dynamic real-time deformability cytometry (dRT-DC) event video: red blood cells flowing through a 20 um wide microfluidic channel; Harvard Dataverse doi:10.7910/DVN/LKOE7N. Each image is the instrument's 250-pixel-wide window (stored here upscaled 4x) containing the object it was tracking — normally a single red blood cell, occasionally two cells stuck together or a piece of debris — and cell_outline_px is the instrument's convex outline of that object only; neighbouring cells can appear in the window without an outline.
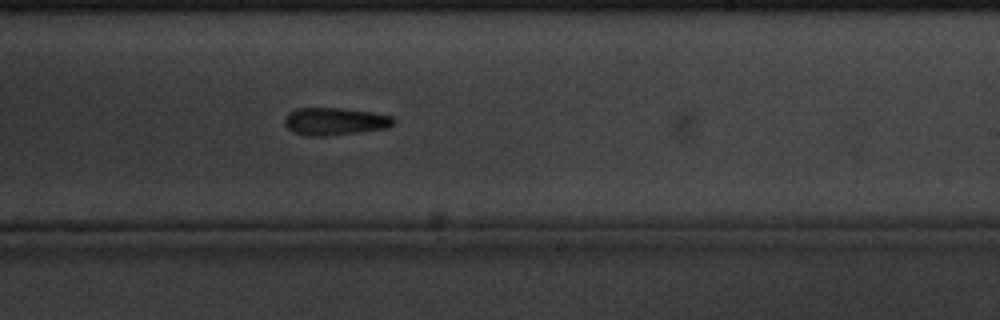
{"species": "common noctule bat (a hibernating species)", "species_latin": "Nyctalus noctula", "temperature_condition": "cold", "stored_images_in_passage": 39, "camera_frame_rate_fps": 3000, "um_per_image_px": 0.085, "animal": {"sex": "male", "body_mass_g": 20.1, "forearm_length_mm": 53.5}, "frame": {"image": 1, "passage_image": 21, "time_ms": 6.667, "image_size_px": [1000, 320], "cell_outline_px": [[396, 120], [388, 128], [360, 132], [324, 136], [304, 136], [292, 132], [284, 124], [284, 116], [288, 112], [296, 108], [344, 108], [372, 112], [392, 116]], "centroid_in_image_um": [28.43, 10.32], "position_along_channel_um": 260.6, "area_um2": 17.74}}
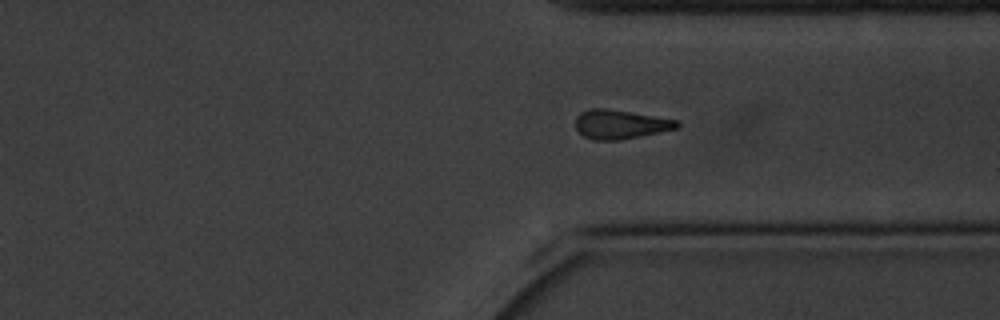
{"frame": {"image": 2, "passage_image": 30, "time_ms": 9.667, "image_size_px": [1000, 320], "cell_outline_px": [[680, 128], [620, 140], [592, 140], [584, 136], [576, 128], [576, 116], [580, 112], [588, 108], [604, 108], [680, 120]], "centroid_in_image_um": [52.74, 10.57], "position_along_channel_um": 358.7, "area_um2": 17.28}}
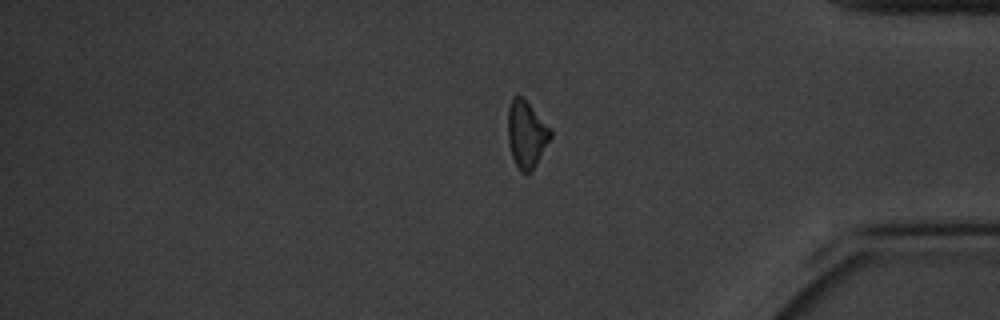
{"frame": {"image": 3, "passage_image": 35, "time_ms": 11.333, "image_size_px": [1000, 320], "cell_outline_px": [[552, 136], [532, 172], [520, 172], [512, 156], [508, 144], [508, 108], [512, 96], [520, 96], [528, 104], [552, 132]], "centroid_in_image_um": [44.72, 11.45], "position_along_channel_um": 390.5, "area_um2": 16.24}}